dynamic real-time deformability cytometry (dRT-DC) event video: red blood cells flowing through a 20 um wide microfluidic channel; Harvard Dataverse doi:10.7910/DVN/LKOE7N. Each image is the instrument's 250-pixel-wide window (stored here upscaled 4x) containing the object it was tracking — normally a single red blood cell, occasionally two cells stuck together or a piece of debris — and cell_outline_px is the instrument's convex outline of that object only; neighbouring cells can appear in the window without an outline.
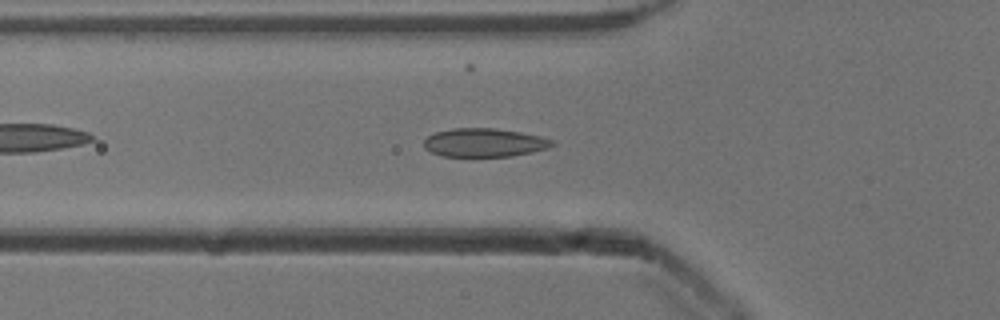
{"species": "common noctule bat (a hibernating species)", "species_latin": "Nyctalus noctula", "temperature_condition": "cold", "stored_images_in_passage": 43, "camera_frame_rate_fps": 3000, "um_per_image_px": 0.085, "animal": {"sex": "male", "body_mass_g": 13.3}, "frame": {"image": 1, "passage_image": 8, "time_ms": 2.333, "image_size_px": [1000, 320], "cell_outline_px": [[556, 144], [548, 148], [532, 152], [512, 156], [440, 156], [424, 148], [424, 140], [428, 136], [436, 132], [452, 128], [496, 128], [520, 132], [540, 136], [552, 140]], "centroid_in_image_um": [41.17, 12.12], "position_along_channel_um": 84.6, "area_um2": 21.33}}
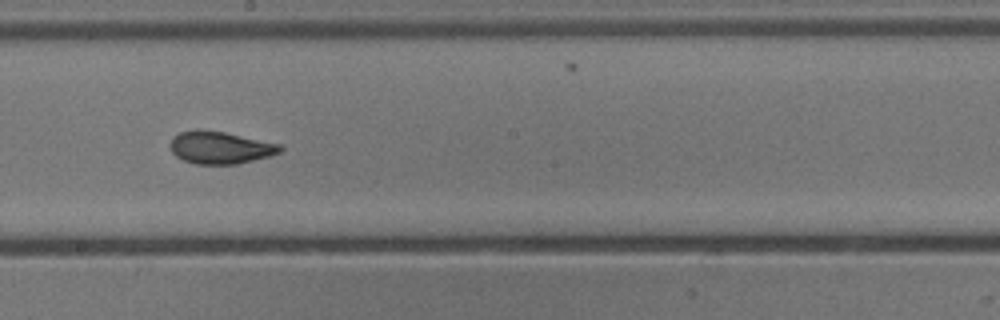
{"frame": {"image": 2, "passage_image": 19, "time_ms": 6.0, "image_size_px": [1000, 320], "cell_outline_px": [[284, 148], [280, 152], [268, 156], [236, 164], [196, 164], [184, 160], [176, 156], [172, 152], [172, 140], [180, 132], [224, 132], [280, 144]], "centroid_in_image_um": [18.78, 12.58], "position_along_channel_um": 229.4, "area_um2": 19.83}}
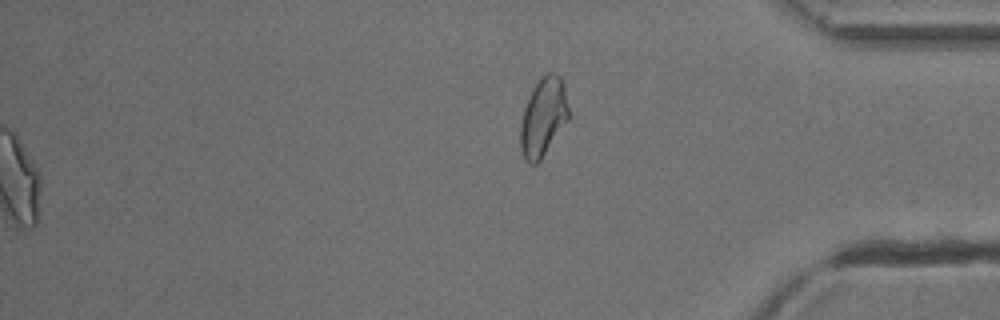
{"frame": {"image": 3, "passage_image": 43, "time_ms": 14.0, "image_size_px": [1000, 320], "cell_outline_px": [[568, 120], [540, 160], [536, 164], [528, 164], [524, 160], [520, 148], [520, 124], [524, 108], [532, 88], [540, 76], [548, 72], [556, 72], [560, 76], [564, 88], [568, 108]], "centroid_in_image_um": [46.15, 9.94], "position_along_channel_um": 389.1, "area_um2": 22.08}, "authors_computed_cell_mechanics": {"area_um2": 21.2704, "velocity_mm_per_s": 3.9183, "shape_relaxation_time_tau1_ms": 5.6139, "shape_relaxation_time_tau2_ms": 1.3541, "deformation_change_tau1": 0.1342, "deformation_change_tau2": 0.0484}}